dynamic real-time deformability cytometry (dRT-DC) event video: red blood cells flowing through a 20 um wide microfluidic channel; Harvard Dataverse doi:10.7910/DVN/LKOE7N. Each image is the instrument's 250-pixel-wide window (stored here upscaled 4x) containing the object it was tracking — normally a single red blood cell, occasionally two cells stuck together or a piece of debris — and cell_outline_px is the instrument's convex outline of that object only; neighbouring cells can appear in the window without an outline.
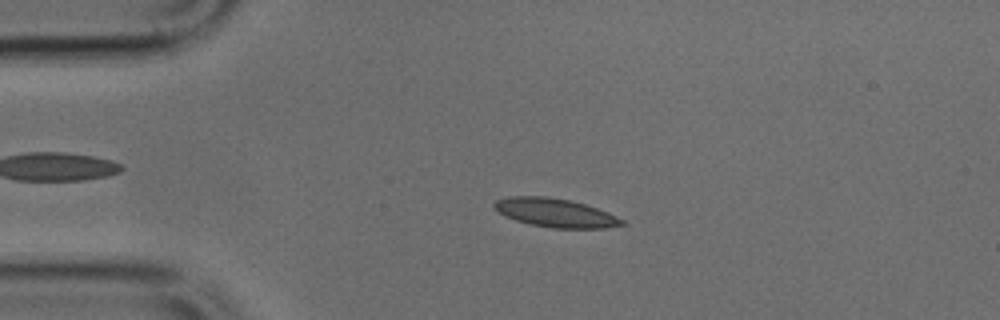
{"species": "common noctule bat (a hibernating species)", "species_latin": "Nyctalus noctula", "temperature_condition": "cold", "stored_images_in_passage": 48, "camera_frame_rate_fps": 3000, "um_per_image_px": 0.085, "animal": {"sex": "male", "body_mass_g": 17.9, "forearm_length_mm": 54.2}, "frame": {"image": 1, "passage_image": 10, "time_ms": 3.0, "image_size_px": [1000, 320], "cell_outline_px": [[628, 224], [604, 228], [552, 228], [528, 224], [504, 216], [492, 208], [492, 204], [496, 200], [508, 196], [548, 196], [572, 200], [608, 212], [624, 220]], "centroid_in_image_um": [47.17, 18.08], "position_along_channel_um": 37.8, "area_um2": 21.62}}
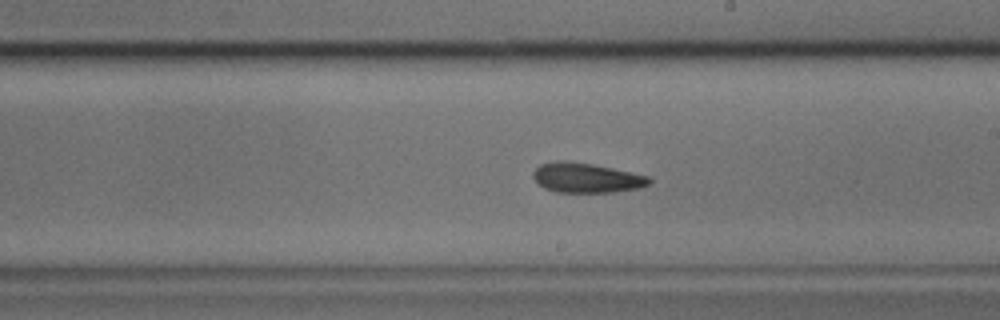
{"frame": {"image": 2, "passage_image": 27, "time_ms": 8.667, "image_size_px": [1000, 320], "cell_outline_px": [[652, 180], [648, 184], [640, 188], [612, 192], [556, 192], [544, 188], [532, 176], [532, 172], [540, 164], [556, 160], [564, 160], [592, 164], [612, 168], [648, 176]], "centroid_in_image_um": [49.82, 15.11], "position_along_channel_um": 239.2, "area_um2": 20.06}}
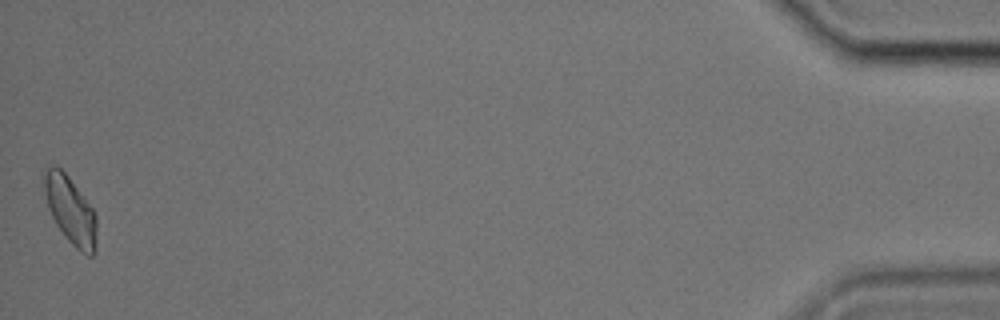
{"frame": {"image": 3, "passage_image": 48, "time_ms": 15.667, "image_size_px": [1000, 320], "cell_outline_px": [[96, 248], [92, 256], [88, 256], [80, 252], [64, 236], [56, 224], [48, 208], [44, 192], [44, 168], [52, 164], [56, 164], [68, 176], [92, 208], [96, 216]], "centroid_in_image_um": [5.97, 17.86], "position_along_channel_um": 429.2, "area_um2": 20.63}}